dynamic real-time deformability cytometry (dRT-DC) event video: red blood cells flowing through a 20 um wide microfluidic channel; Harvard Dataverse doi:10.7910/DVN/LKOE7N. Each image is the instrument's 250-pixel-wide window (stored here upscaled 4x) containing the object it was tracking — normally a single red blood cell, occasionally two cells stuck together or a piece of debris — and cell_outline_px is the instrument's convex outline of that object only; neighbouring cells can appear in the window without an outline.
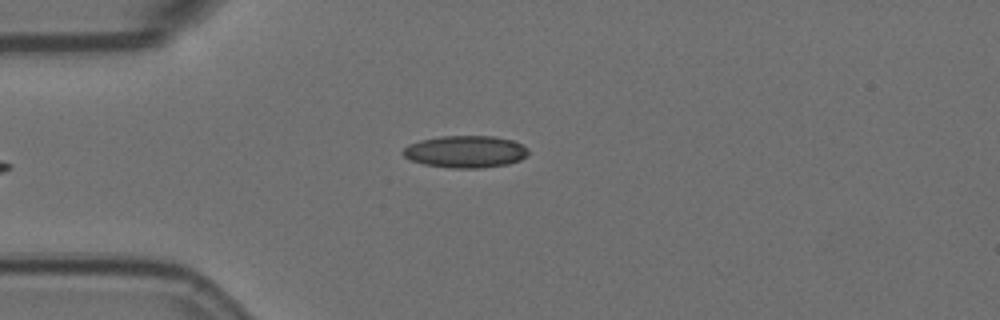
{"species": "Egyptian fruit bat (a non-hibernating species)", "species_latin": "Rousettus aegyptiacus", "temperature_condition": "room temperature", "stored_images_in_passage": 6, "camera_frame_rate_fps": 3000, "um_per_image_px": 0.085, "animal": {"sex": "female"}, "frame": {"image": 1, "passage_image": 6, "time_ms": 1.667, "image_size_px": [1000, 320], "cell_outline_px": [[528, 156], [520, 160], [508, 164], [480, 168], [448, 168], [424, 164], [412, 160], [404, 156], [400, 152], [408, 144], [420, 140], [440, 136], [492, 136], [512, 140], [528, 148]], "centroid_in_image_um": [39.56, 12.89], "position_along_channel_um": 45.4, "area_um2": 23.52}}